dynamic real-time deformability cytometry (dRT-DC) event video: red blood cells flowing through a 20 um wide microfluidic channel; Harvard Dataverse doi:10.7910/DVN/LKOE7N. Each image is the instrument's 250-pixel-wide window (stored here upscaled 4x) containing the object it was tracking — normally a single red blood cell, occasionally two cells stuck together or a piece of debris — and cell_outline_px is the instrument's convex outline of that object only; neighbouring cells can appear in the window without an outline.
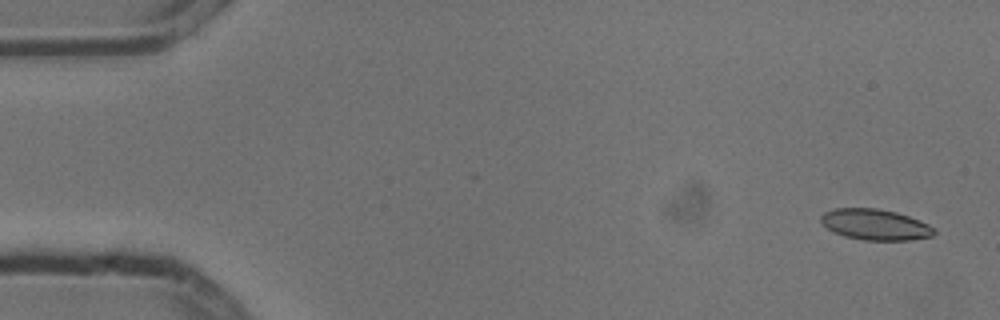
{"species": "common noctule bat (a hibernating species)", "species_latin": "Nyctalus noctula", "temperature_condition": "cold", "stored_images_in_passage": 4, "camera_frame_rate_fps": 3000, "um_per_image_px": 0.085, "animal": {"sex": "male", "body_mass_g": 13.3}, "frame": {"image": 1, "passage_image": 1, "time_ms": 0.0, "image_size_px": [1000, 320], "cell_outline_px": [[936, 232], [932, 236], [908, 240], [864, 240], [844, 236], [828, 228], [820, 220], [820, 216], [824, 212], [836, 208], [876, 208], [896, 212], [908, 216], [928, 224]], "centroid_in_image_um": [74.38, 19.08], "position_along_channel_um": 10.6, "area_um2": 20.11}}